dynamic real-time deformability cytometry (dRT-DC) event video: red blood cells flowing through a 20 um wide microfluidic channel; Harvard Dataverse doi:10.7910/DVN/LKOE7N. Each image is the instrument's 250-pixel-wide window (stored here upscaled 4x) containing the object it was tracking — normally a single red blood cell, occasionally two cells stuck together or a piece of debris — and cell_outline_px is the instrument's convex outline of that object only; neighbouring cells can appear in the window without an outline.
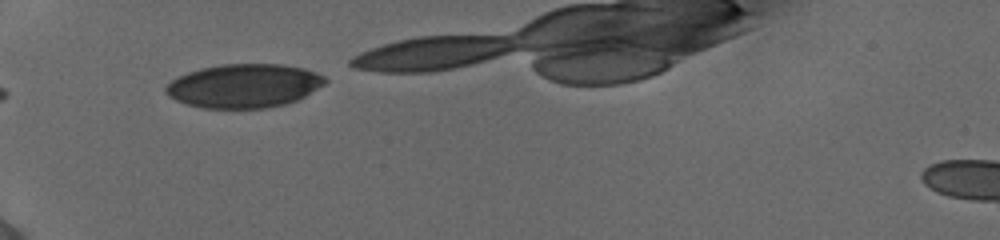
{"species": "human", "species_latin": "Homo sapiens", "temperature_condition": "cold", "stored_images_in_passage": 4, "camera_frame_rate_fps": 3000, "um_per_image_px": 0.085, "donor": {"sex": "female"}, "frame": {"image": 1, "passage_image": 1, "time_ms": 0.0, "image_size_px": [1000, 240], "cell_outline_px": [[328, 80], [324, 84], [304, 96], [296, 100], [284, 104], [268, 108], [204, 108], [188, 104], [176, 100], [168, 96], [164, 92], [164, 88], [172, 80], [188, 72], [200, 68], [220, 64], [280, 64], [304, 68], [316, 72], [324, 76]], "centroid_in_image_um": [20.73, 7.29], "position_along_channel_um": 64.3, "area_um2": 40.52}}